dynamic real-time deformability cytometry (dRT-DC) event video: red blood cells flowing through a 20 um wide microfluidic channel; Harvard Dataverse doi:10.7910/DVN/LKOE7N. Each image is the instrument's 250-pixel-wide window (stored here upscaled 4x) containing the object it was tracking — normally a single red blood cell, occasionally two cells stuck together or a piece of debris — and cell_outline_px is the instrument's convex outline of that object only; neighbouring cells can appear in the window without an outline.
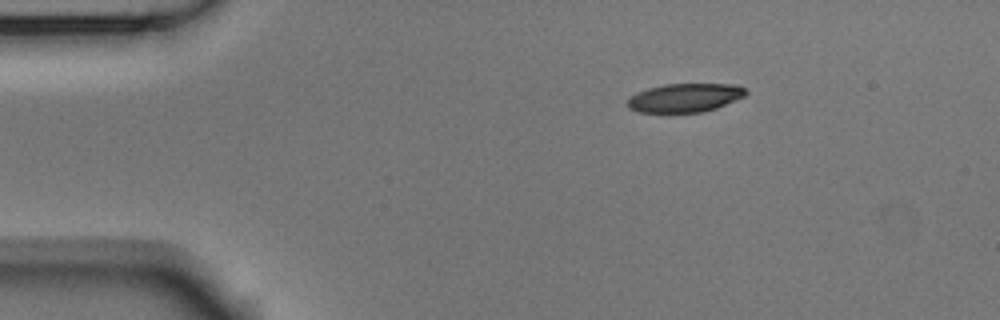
{"species": "Egyptian fruit bat (a non-hibernating species)", "species_latin": "Rousettus aegyptiacus", "temperature_condition": "room temperature", "stored_images_in_passage": 6, "camera_frame_rate_fps": 3000, "um_per_image_px": 0.085, "animal": {"sex": "male"}, "frame": {"image": 1, "passage_image": 6, "time_ms": 1.667, "image_size_px": [1000, 320], "cell_outline_px": [[748, 92], [744, 96], [716, 108], [704, 112], [640, 112], [628, 108], [628, 96], [636, 92], [648, 88], [664, 84], [736, 84], [744, 88]], "centroid_in_image_um": [58.19, 8.3], "position_along_channel_um": 26.8, "area_um2": 19.77}}